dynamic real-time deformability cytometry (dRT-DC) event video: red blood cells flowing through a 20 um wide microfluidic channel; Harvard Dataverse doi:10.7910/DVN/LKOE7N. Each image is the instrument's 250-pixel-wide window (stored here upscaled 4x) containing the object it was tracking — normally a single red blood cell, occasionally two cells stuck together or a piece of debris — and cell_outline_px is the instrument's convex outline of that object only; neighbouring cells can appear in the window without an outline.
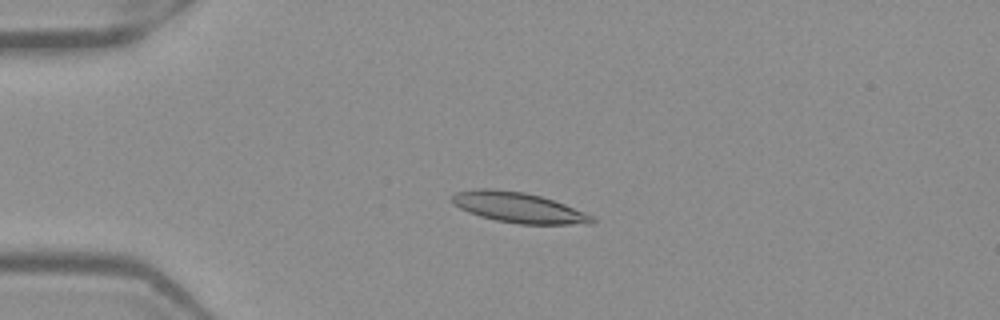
{"species": "Egyptian fruit bat (a non-hibernating species)", "species_latin": "Rousettus aegyptiacus", "temperature_condition": "warm", "stored_images_in_passage": 52, "camera_frame_rate_fps": 3000, "um_per_image_px": 0.085, "frame": {"image": 1, "passage_image": 13, "time_ms": 4.0, "image_size_px": [1000, 320], "cell_outline_px": [[596, 220], [592, 224], [520, 224], [496, 220], [480, 216], [468, 212], [452, 204], [452, 196], [456, 192], [476, 188], [488, 188], [524, 192], [540, 196], [564, 204], [584, 212], [592, 216]], "centroid_in_image_um": [44.05, 17.64], "position_along_channel_um": 41.0, "area_um2": 24.62}}
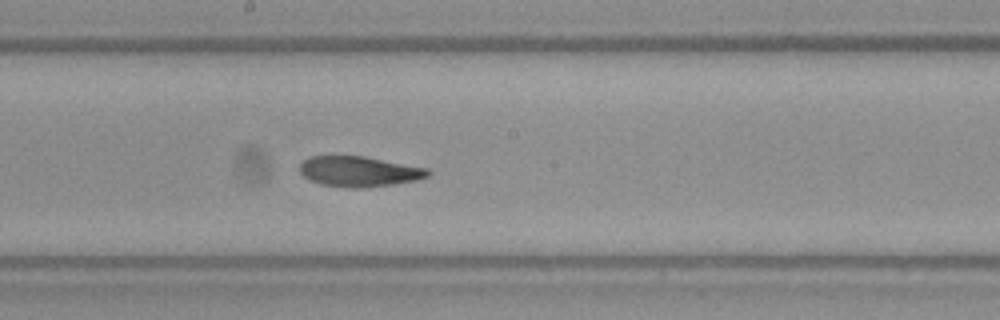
{"frame": {"image": 2, "passage_image": 29, "time_ms": 9.333, "image_size_px": [1000, 320], "cell_outline_px": [[432, 172], [428, 176], [416, 180], [392, 184], [364, 188], [348, 188], [320, 184], [304, 176], [300, 172], [300, 164], [308, 156], [364, 156], [428, 168]], "centroid_in_image_um": [30.53, 14.57], "position_along_channel_um": 217.7, "area_um2": 22.66}}
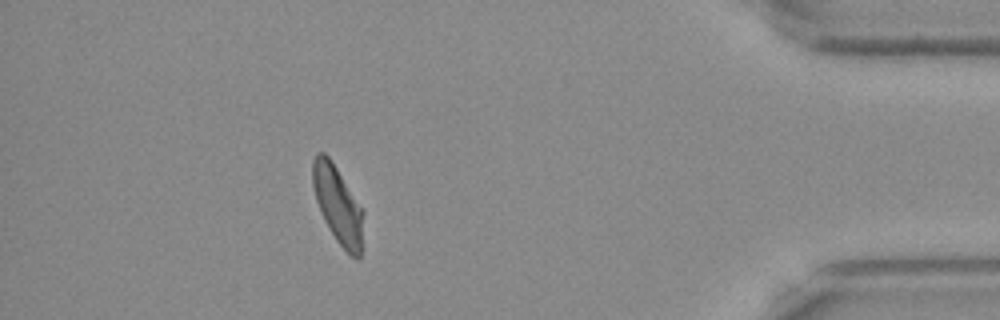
{"frame": {"image": 3, "passage_image": 47, "time_ms": 15.333, "image_size_px": [1000, 320], "cell_outline_px": [[364, 212], [360, 256], [356, 260], [336, 240], [324, 220], [316, 200], [312, 184], [312, 160], [316, 152], [324, 152], [328, 156], [336, 168]], "centroid_in_image_um": [28.69, 17.39], "position_along_channel_um": 406.5, "area_um2": 22.43}, "authors_computed_cell_mechanics": {"area_um2": 23.1489, "velocity_mm_per_s": 3.9189, "shape_relaxation_time_tau1_ms": null, "shape_relaxation_time_tau2_ms": 3.8832, "deformation_change_tau1": null, "deformation_change_tau2": 0.109}}